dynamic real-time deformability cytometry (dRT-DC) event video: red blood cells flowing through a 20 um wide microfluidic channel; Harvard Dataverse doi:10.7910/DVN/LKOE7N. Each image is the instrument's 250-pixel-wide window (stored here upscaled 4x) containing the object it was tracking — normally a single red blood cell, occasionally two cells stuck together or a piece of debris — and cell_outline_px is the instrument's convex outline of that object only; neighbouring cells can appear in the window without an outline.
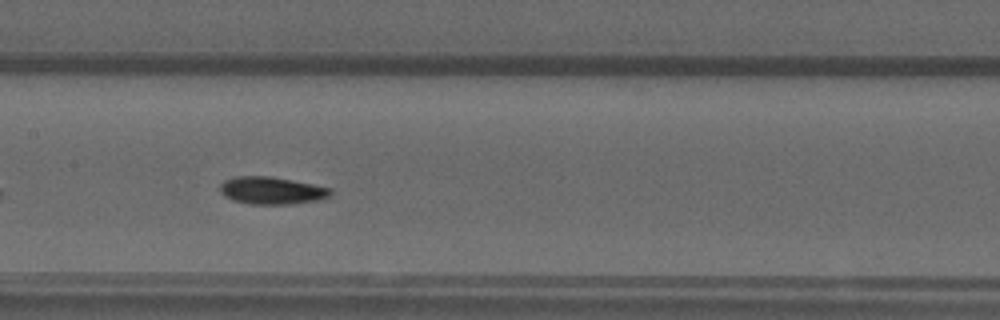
{"species": "common noctule bat (a hibernating species)", "species_latin": "Nyctalus noctula", "temperature_condition": "warm", "stored_images_in_passage": 33, "camera_frame_rate_fps": 3000, "um_per_image_px": 0.085, "animal": {"sex": "male", "forearm_length_mm": 52.5}, "frame": {"image": 1, "passage_image": 12, "time_ms": 3.667, "image_size_px": [1000, 320], "cell_outline_px": [[332, 196], [316, 200], [292, 204], [252, 204], [232, 200], [224, 196], [220, 192], [220, 184], [224, 180], [236, 176], [272, 176], [332, 188]], "centroid_in_image_um": [23.09, 16.19], "position_along_channel_um": 184.3, "area_um2": 17.74}}
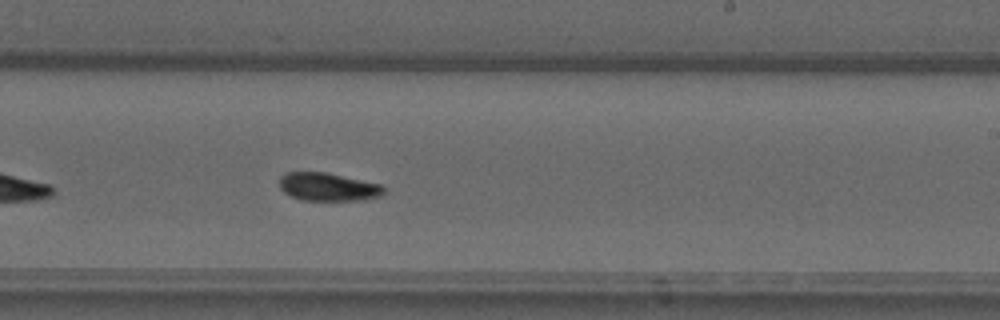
{"frame": {"image": 2, "passage_image": 18, "time_ms": 5.667, "image_size_px": [1000, 320], "cell_outline_px": [[384, 192], [380, 196], [356, 200], [300, 200], [284, 192], [280, 188], [280, 176], [288, 172], [324, 172], [380, 184], [384, 188]], "centroid_in_image_um": [27.85, 15.88], "position_along_channel_um": 261.2, "area_um2": 16.82}}
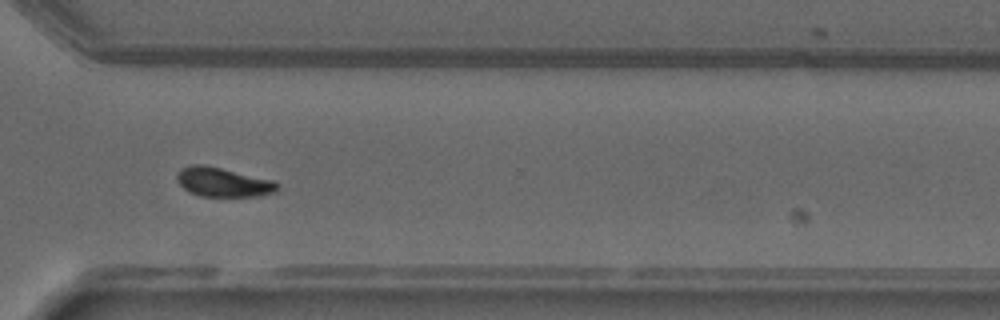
{"frame": {"image": 3, "passage_image": 25, "time_ms": 8.0, "image_size_px": [1000, 320], "cell_outline_px": [[280, 188], [276, 192], [260, 196], [200, 196], [188, 192], [180, 184], [176, 176], [180, 168], [192, 164], [204, 164], [276, 180], [280, 184]], "centroid_in_image_um": [19.01, 15.48], "position_along_channel_um": 351.6, "area_um2": 17.46}, "authors_computed_cell_mechanics": {"area_um2": 17.2244, "velocity_mm_per_s": 3.8668, "shape_relaxation_time_tau1_ms": 4.3856, "shape_relaxation_time_tau2_ms": 5.6748, "deformation_change_tau1": 0.1329, "deformation_change_tau2": 0.0849}}